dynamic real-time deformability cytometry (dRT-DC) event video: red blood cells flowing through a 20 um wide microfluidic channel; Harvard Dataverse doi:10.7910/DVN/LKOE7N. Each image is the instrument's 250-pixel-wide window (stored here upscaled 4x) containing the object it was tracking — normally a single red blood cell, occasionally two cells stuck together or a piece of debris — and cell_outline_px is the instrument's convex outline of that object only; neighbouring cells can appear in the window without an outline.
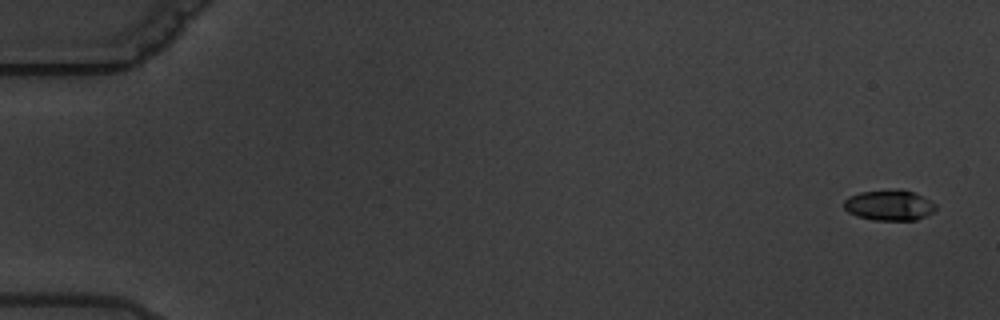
{"species": "common noctule bat (a hibernating species)", "species_latin": "Nyctalus noctula", "temperature_condition": "warm", "stored_images_in_passage": 6, "camera_frame_rate_fps": 3000, "um_per_image_px": 0.085, "animal": {"sex": "male", "body_mass_g": 19.5, "forearm_length_mm": 54.6}, "frame": {"image": 1, "passage_image": 1, "time_ms": 0.0, "image_size_px": [1000, 320], "cell_outline_px": [[936, 208], [932, 212], [916, 220], [872, 220], [856, 216], [848, 212], [844, 208], [844, 200], [848, 196], [860, 192], [896, 188], [900, 188], [916, 192], [936, 204]], "centroid_in_image_um": [75.57, 17.42], "position_along_channel_um": 9.4, "area_um2": 16.65}}
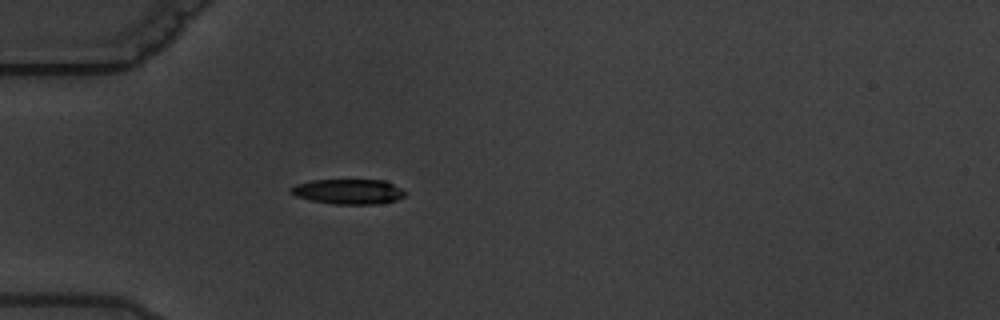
{"frame": {"image": 2, "passage_image": 6, "time_ms": 5.667, "image_size_px": [1000, 320], "cell_outline_px": [[404, 196], [396, 200], [376, 204], [336, 204], [312, 200], [296, 196], [288, 192], [288, 188], [296, 184], [312, 180], [384, 180], [400, 188], [404, 192]], "centroid_in_image_um": [29.56, 16.28], "position_along_channel_um": 55.4, "area_um2": 16.53}}